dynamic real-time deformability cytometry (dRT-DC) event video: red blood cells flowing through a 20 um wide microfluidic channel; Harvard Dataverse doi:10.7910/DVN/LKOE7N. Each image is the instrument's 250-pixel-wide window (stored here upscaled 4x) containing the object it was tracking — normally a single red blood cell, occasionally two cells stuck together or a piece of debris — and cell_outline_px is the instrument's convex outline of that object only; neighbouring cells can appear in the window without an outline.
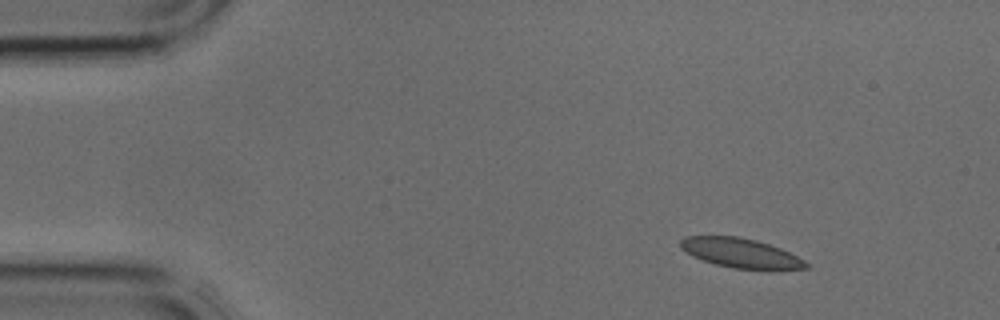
{"species": "common noctule bat (a hibernating species)", "species_latin": "Nyctalus noctula", "temperature_condition": "cold", "stored_images_in_passage": 2, "camera_frame_rate_fps": 3000, "um_per_image_px": 0.085, "animal": {"sex": "male", "body_mass_g": 17.9, "forearm_length_mm": 54.2}, "frame": {"image": 1, "passage_image": 1, "time_ms": 0.0, "image_size_px": [1000, 320], "cell_outline_px": [[812, 268], [732, 268], [716, 264], [692, 256], [680, 248], [680, 240], [684, 236], [736, 236], [756, 240], [780, 248], [804, 260]], "centroid_in_image_um": [62.89, 21.48], "position_along_channel_um": 22.1, "area_um2": 21.04}}